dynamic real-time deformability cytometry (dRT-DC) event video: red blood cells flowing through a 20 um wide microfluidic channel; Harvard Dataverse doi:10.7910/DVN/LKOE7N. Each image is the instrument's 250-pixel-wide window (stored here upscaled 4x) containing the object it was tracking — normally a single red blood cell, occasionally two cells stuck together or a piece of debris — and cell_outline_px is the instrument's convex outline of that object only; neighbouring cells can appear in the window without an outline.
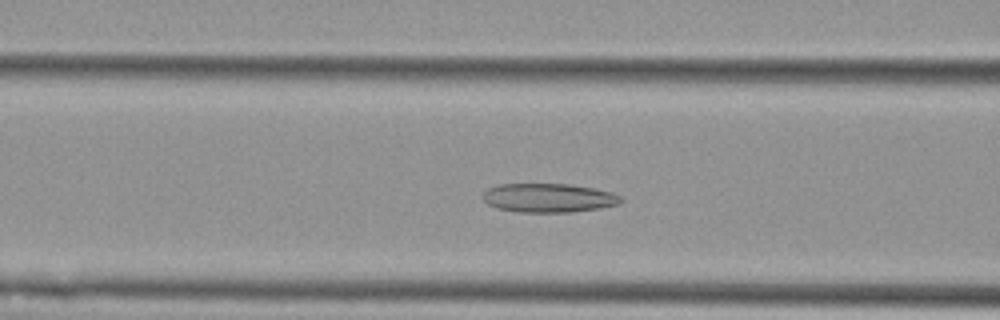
{"species": "Egyptian fruit bat (a non-hibernating species)", "species_latin": "Rousettus aegyptiacus", "temperature_condition": "cold", "stored_images_in_passage": 51, "camera_frame_rate_fps": 3000, "um_per_image_px": 0.085, "animal": {"sex": "female"}, "frame": {"image": 1, "passage_image": 18, "time_ms": 5.667, "image_size_px": [1000, 320], "cell_outline_px": [[624, 200], [616, 204], [600, 208], [572, 212], [520, 212], [496, 208], [488, 204], [484, 200], [484, 192], [488, 188], [500, 184], [568, 184], [592, 188], [612, 192], [620, 196]], "centroid_in_image_um": [46.63, 16.82], "position_along_channel_um": 120.0, "area_um2": 23.12}}
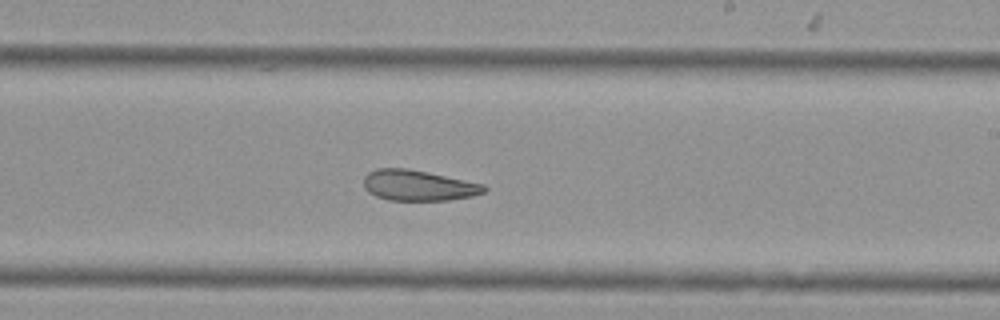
{"frame": {"image": 2, "passage_image": 29, "time_ms": 9.333, "image_size_px": [1000, 320], "cell_outline_px": [[488, 188], [484, 192], [472, 196], [448, 200], [388, 200], [376, 196], [368, 192], [364, 188], [364, 176], [368, 172], [376, 168], [408, 168], [428, 172], [484, 184]], "centroid_in_image_um": [35.54, 15.75], "position_along_channel_um": 253.5, "area_um2": 21.56}}
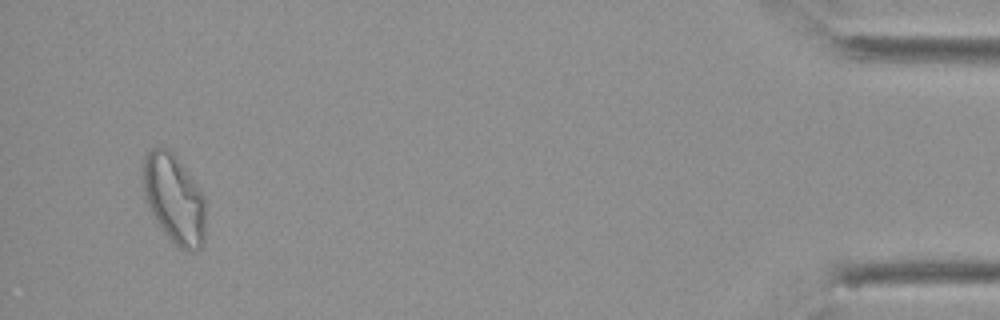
{"frame": {"image": 3, "passage_image": 49, "time_ms": 16.0, "image_size_px": [1000, 320], "cell_outline_px": [[204, 240], [200, 248], [196, 252], [184, 252], [164, 232], [156, 220], [144, 200], [140, 164], [144, 156], [152, 148], [168, 148], [176, 156], [200, 188], [204, 196]], "centroid_in_image_um": [14.76, 16.88], "position_along_channel_um": 420.4, "area_um2": 32.95}, "authors_computed_cell_mechanics": {"area_um2": 25.3742, "velocity_mm_per_s": 3.648, "shape_relaxation_time_tau1_ms": null, "shape_relaxation_time_tau2_ms": 3.7668, "deformation_change_tau1": null, "deformation_change_tau2": 0.1089}}